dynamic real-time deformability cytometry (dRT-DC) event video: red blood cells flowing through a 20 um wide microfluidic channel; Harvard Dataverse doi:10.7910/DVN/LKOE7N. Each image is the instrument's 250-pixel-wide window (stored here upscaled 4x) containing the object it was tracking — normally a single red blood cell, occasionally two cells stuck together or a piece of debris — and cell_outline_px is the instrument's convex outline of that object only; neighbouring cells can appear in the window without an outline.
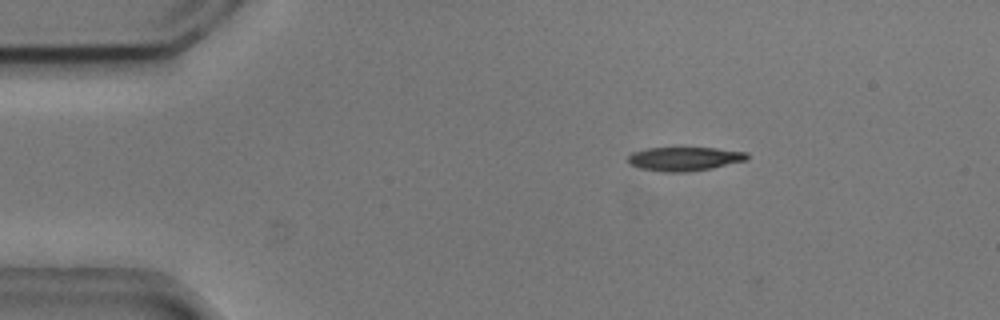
{"species": "common noctule bat (a hibernating species)", "species_latin": "Nyctalus noctula", "temperature_condition": "cold", "stored_images_in_passage": 5, "camera_frame_rate_fps": 3000, "um_per_image_px": 0.085, "animal": {"sex": "male", "body_mass_g": 20.5, "forearm_length_mm": 52.5}, "frame": {"image": 1, "passage_image": 3, "time_ms": 0.667, "image_size_px": [1000, 320], "cell_outline_px": [[748, 160], [712, 168], [688, 172], [664, 172], [640, 168], [628, 164], [628, 156], [632, 152], [648, 148], [716, 148], [748, 152]], "centroid_in_image_um": [58.18, 13.5], "position_along_channel_um": 26.8, "area_um2": 16.65}}